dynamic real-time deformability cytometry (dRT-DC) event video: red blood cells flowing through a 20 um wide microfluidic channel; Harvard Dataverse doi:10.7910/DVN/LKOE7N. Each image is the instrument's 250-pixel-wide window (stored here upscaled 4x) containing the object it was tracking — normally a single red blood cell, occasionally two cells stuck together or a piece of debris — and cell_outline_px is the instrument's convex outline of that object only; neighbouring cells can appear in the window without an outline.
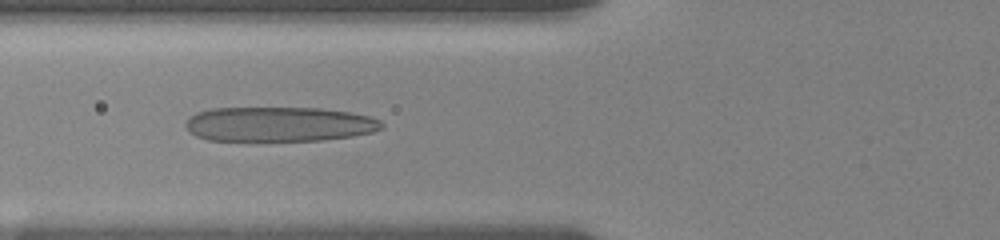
{"species": "human", "species_latin": "Homo sapiens", "temperature_condition": "room temperature", "stored_images_in_passage": 54, "camera_frame_rate_fps": 3000, "um_per_image_px": 0.085, "donor": {"sex": "female"}, "frame": {"image": 1, "passage_image": 4, "time_ms": 1.0, "image_size_px": [1000, 240], "cell_outline_px": [[384, 128], [372, 132], [352, 136], [320, 140], [208, 140], [196, 136], [188, 132], [184, 124], [188, 116], [196, 112], [212, 108], [320, 108], [348, 112], [368, 116], [380, 120], [384, 124]], "centroid_in_image_um": [23.68, 10.55], "position_along_channel_um": 102.1, "area_um2": 39.71}}
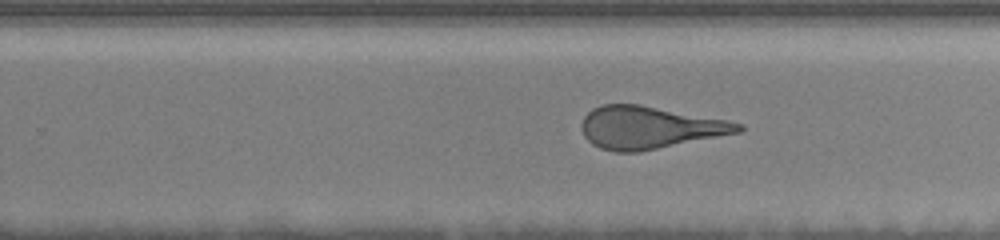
{"frame": {"image": 2, "passage_image": 23, "time_ms": 5.667, "image_size_px": [1000, 240], "cell_outline_px": [[744, 128], [740, 132], [640, 152], [616, 152], [600, 148], [592, 144], [584, 136], [580, 128], [580, 124], [584, 116], [592, 108], [600, 104], [640, 104], [728, 120], [744, 124]], "centroid_in_image_um": [55.18, 10.83], "position_along_channel_um": 274.6, "area_um2": 38.96}}
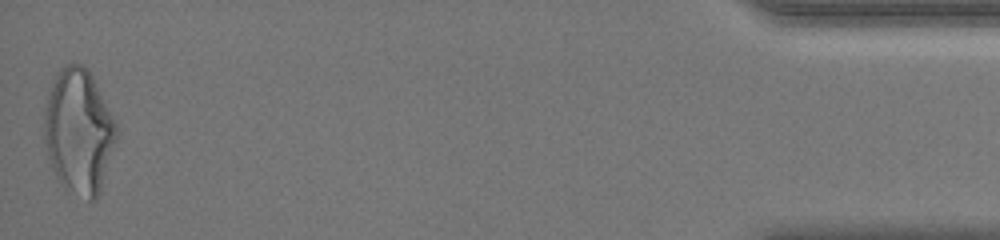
{"frame": {"image": 3, "passage_image": 53, "time_ms": 12.0, "image_size_px": [1000, 240], "cell_outline_px": [[116, 140], [100, 192], [96, 200], [88, 200], [64, 188], [56, 176], [52, 168], [48, 156], [44, 140], [44, 112], [48, 92], [56, 72], [68, 60], [80, 64], [88, 68], [116, 124]], "centroid_in_image_um": [6.66, 11.14], "position_along_channel_um": 428.5, "area_um2": 52.48}, "authors_computed_cell_mechanics": {"area_um2": 41.2114, "velocity_mm_per_s": 3.6946, "shape_relaxation_time_tau1_ms": 4.7963, "shape_relaxation_time_tau2_ms": 1.5312, "deformation_change_tau1": 0.2209, "deformation_change_tau2": 0.1418}}